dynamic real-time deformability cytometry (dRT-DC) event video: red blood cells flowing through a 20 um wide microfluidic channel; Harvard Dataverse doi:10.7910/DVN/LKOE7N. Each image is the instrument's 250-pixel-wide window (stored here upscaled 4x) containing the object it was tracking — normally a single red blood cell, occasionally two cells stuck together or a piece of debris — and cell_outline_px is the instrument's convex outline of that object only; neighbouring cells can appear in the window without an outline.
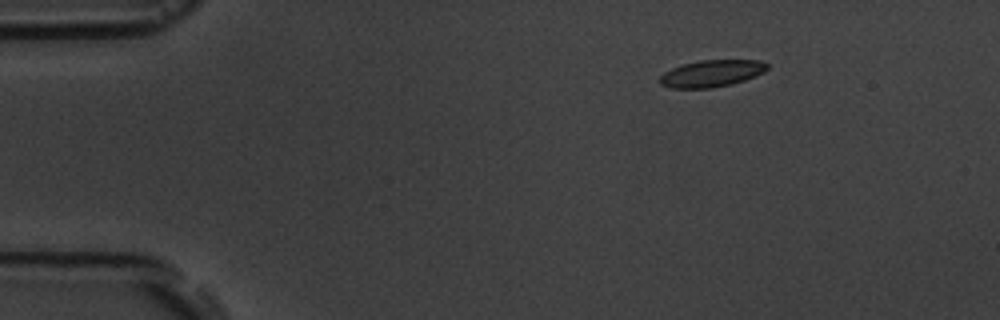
{"species": "common noctule bat (a hibernating species)", "species_latin": "Nyctalus noctula", "temperature_condition": "room temperature", "stored_images_in_passage": 6, "camera_frame_rate_fps": 3000, "um_per_image_px": 0.085, "animal": {"sex": "male", "body_mass_g": 19.5, "forearm_length_mm": 54.6}, "frame": {"image": 1, "passage_image": 6, "time_ms": 5.667, "image_size_px": [1000, 320], "cell_outline_px": [[768, 68], [764, 72], [756, 76], [732, 84], [712, 88], [672, 88], [660, 84], [660, 76], [664, 72], [672, 68], [684, 64], [700, 60], [760, 60], [768, 64]], "centroid_in_image_um": [60.5, 6.24], "position_along_channel_um": 24.5, "area_um2": 16.82}}